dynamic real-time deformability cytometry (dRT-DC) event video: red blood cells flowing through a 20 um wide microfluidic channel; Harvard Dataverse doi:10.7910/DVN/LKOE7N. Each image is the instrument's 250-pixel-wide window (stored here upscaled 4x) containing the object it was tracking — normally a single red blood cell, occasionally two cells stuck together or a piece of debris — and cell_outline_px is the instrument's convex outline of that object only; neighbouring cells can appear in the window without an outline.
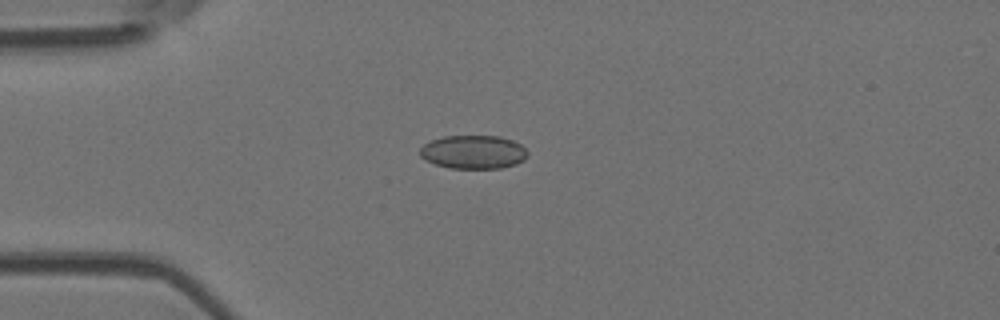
{"species": "Egyptian fruit bat (a non-hibernating species)", "species_latin": "Rousettus aegyptiacus", "temperature_condition": "room temperature", "stored_images_in_passage": 6, "camera_frame_rate_fps": 3000, "um_per_image_px": 0.085, "animal": {"sex": "female"}, "frame": {"image": 1, "passage_image": 2, "time_ms": 1.333, "image_size_px": [1000, 320], "cell_outline_px": [[528, 156], [524, 160], [516, 164], [500, 168], [448, 168], [424, 160], [420, 156], [420, 148], [424, 144], [432, 140], [444, 136], [500, 136], [512, 140], [520, 144], [528, 152]], "centroid_in_image_um": [40.24, 12.92], "position_along_channel_um": 44.8, "area_um2": 21.1}}
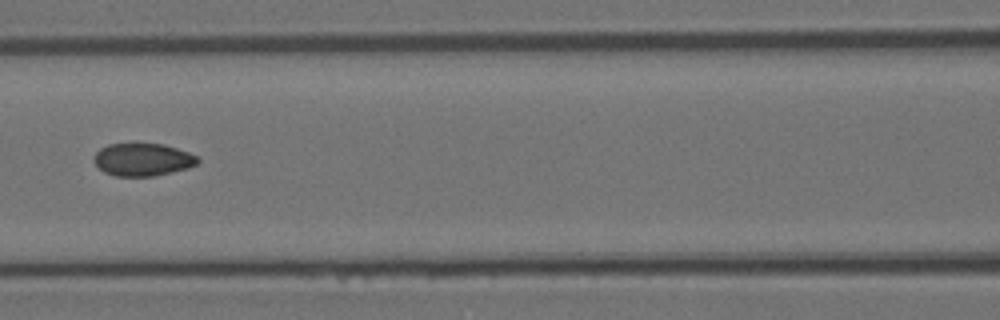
{"frame": {"image": 2, "passage_image": 5, "time_ms": 4.667, "image_size_px": [1000, 320], "cell_outline_px": [[200, 160], [196, 164], [188, 168], [156, 176], [116, 176], [104, 172], [92, 160], [96, 152], [100, 148], [108, 144], [132, 140], [136, 140], [164, 144], [188, 152], [196, 156]], "centroid_in_image_um": [12.09, 13.51], "position_along_channel_um": 154.5, "area_um2": 20.58}}
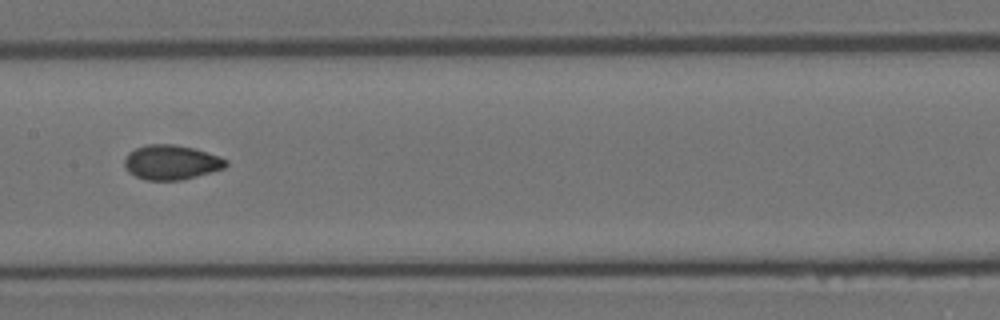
{"frame": {"image": 3, "passage_image": 6, "time_ms": 5.667, "image_size_px": [1000, 320], "cell_outline_px": [[228, 164], [224, 168], [196, 176], [180, 180], [144, 180], [128, 172], [124, 168], [124, 160], [128, 152], [136, 148], [148, 144], [172, 144], [196, 148], [220, 156], [228, 160]], "centroid_in_image_um": [14.55, 13.79], "position_along_channel_um": 192.8, "area_um2": 20.63}}